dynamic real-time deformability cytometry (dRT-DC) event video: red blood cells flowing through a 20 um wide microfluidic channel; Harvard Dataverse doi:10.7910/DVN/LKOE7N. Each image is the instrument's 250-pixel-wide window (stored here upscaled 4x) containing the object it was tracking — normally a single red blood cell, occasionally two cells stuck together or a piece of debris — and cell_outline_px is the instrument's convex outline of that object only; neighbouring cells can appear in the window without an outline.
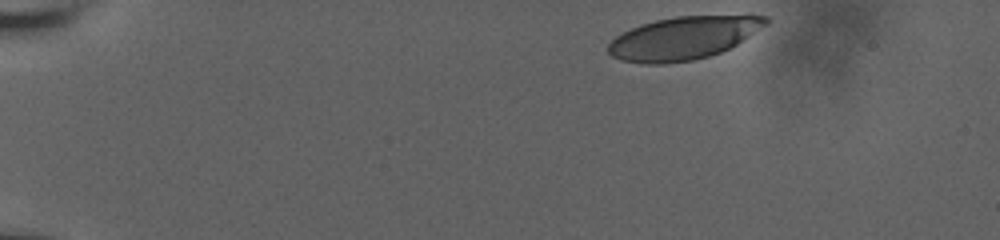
{"species": "human", "species_latin": "Homo sapiens", "temperature_condition": "room temperature", "stored_images_in_passage": 18, "camera_frame_rate_fps": 3000, "um_per_image_px": 0.085, "donor": {"sex": "male"}, "frame": {"image": 1, "passage_image": 1, "time_ms": 0.0, "image_size_px": [1000, 240], "cell_outline_px": [[772, 20], [768, 24], [736, 44], [720, 52], [708, 56], [692, 60], [664, 64], [640, 64], [620, 60], [612, 56], [608, 52], [608, 44], [616, 36], [640, 24], [656, 20], [676, 16], [748, 12], [752, 12], [768, 16]], "centroid_in_image_um": [58.2, 3.18], "position_along_channel_um": 26.8, "area_um2": 40.52}}
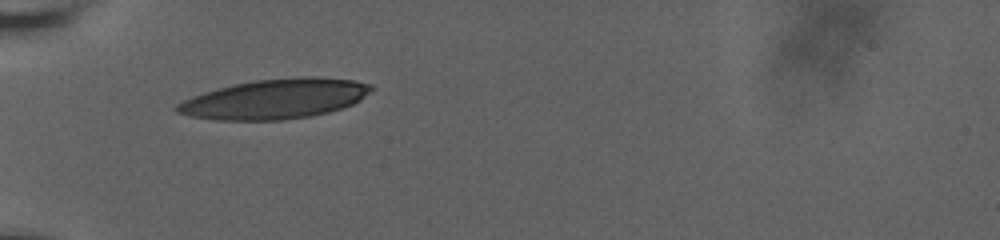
{"frame": {"image": 2, "passage_image": 11, "time_ms": 3.667, "image_size_px": [1000, 240], "cell_outline_px": [[376, 88], [360, 100], [352, 104], [328, 112], [308, 116], [280, 120], [216, 120], [188, 116], [176, 112], [172, 108], [176, 104], [192, 96], [204, 92], [236, 84], [256, 80], [304, 76], [316, 76], [356, 80], [372, 84]], "centroid_in_image_um": [23.39, 8.4], "position_along_channel_um": 61.6, "area_um2": 45.14}}
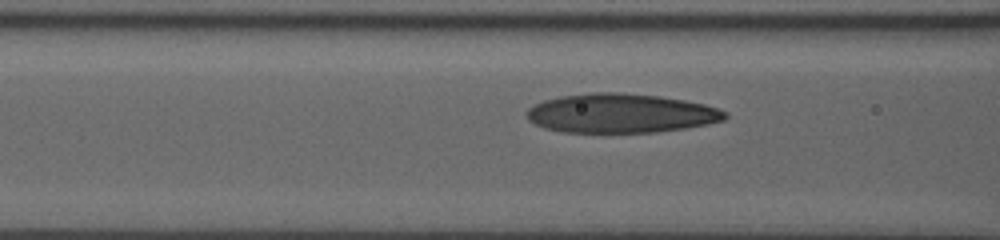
{"frame": {"image": 3, "passage_image": 16, "time_ms": 5.333, "image_size_px": [1000, 240], "cell_outline_px": [[728, 116], [724, 120], [708, 124], [684, 128], [656, 132], [560, 132], [544, 128], [528, 120], [524, 112], [528, 108], [544, 100], [560, 96], [592, 92], [620, 92], [660, 96], [684, 100], [704, 104], [728, 112]], "centroid_in_image_um": [52.75, 9.62], "position_along_channel_um": 113.9, "area_um2": 45.43}}